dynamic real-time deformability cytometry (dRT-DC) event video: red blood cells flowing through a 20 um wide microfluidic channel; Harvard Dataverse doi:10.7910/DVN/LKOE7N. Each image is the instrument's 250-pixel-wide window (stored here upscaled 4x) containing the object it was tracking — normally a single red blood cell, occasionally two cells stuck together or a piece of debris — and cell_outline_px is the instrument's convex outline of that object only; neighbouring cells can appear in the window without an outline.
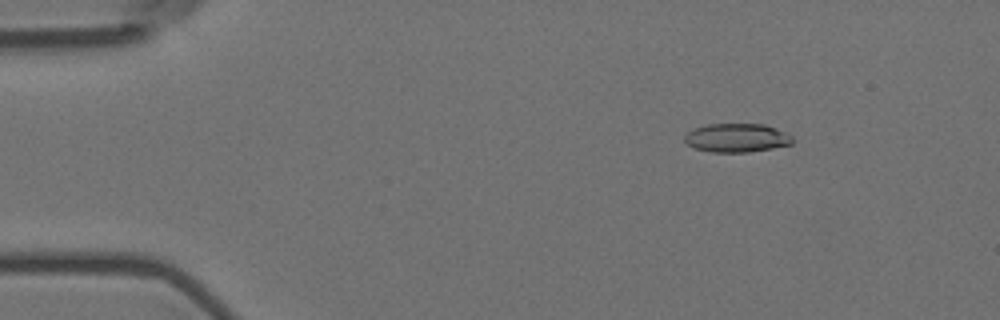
{"species": "Egyptian fruit bat (a non-hibernating species)", "species_latin": "Rousettus aegyptiacus", "temperature_condition": "room temperature", "stored_images_in_passage": 57, "camera_frame_rate_fps": 3000, "um_per_image_px": 0.085, "animal": {"sex": "female"}, "frame": {"image": 1, "passage_image": 8, "time_ms": 2.333, "image_size_px": [1000, 320], "cell_outline_px": [[792, 144], [772, 148], [748, 152], [712, 152], [692, 148], [684, 140], [684, 136], [688, 132], [696, 128], [708, 124], [764, 124], [776, 128], [792, 136]], "centroid_in_image_um": [62.61, 11.72], "position_along_channel_um": 22.4, "area_um2": 17.98}}
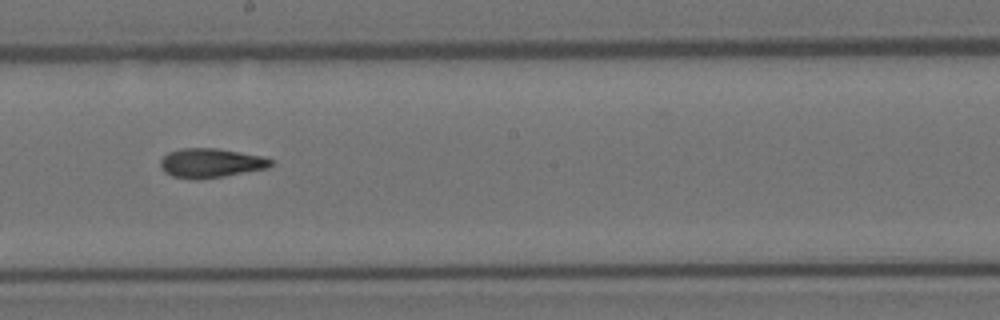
{"frame": {"image": 2, "passage_image": 32, "time_ms": 10.333, "image_size_px": [1000, 320], "cell_outline_px": [[272, 164], [268, 168], [224, 176], [196, 180], [192, 180], [172, 176], [164, 172], [160, 168], [160, 160], [168, 152], [180, 148], [216, 148], [264, 156], [272, 160]], "centroid_in_image_um": [17.88, 13.86], "position_along_channel_um": 230.3, "area_um2": 19.02}}
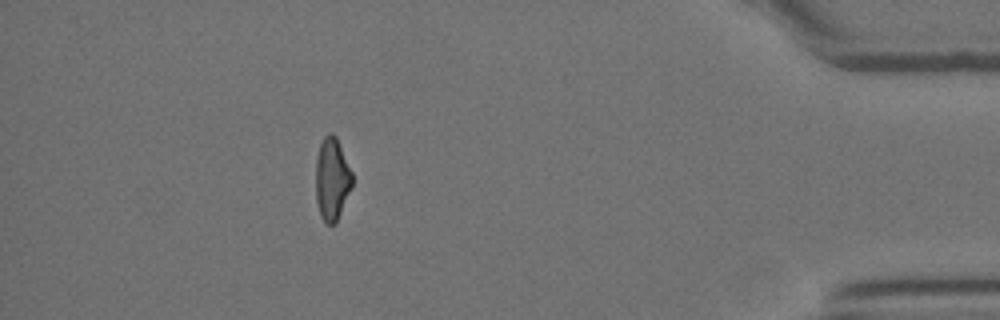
{"frame": {"image": 3, "passage_image": 51, "time_ms": 16.667, "image_size_px": [1000, 320], "cell_outline_px": [[352, 188], [336, 224], [324, 224], [320, 216], [316, 200], [316, 160], [320, 144], [324, 136], [328, 132], [332, 132], [336, 136], [352, 172]], "centroid_in_image_um": [28.22, 15.25], "position_along_channel_um": 407.0, "area_um2": 17.8}, "authors_computed_cell_mechanics": {"area_um2": 18.6116, "velocity_mm_per_s": 3.5862, "shape_relaxation_time_tau1_ms": null, "shape_relaxation_time_tau2_ms": 4.7108, "deformation_change_tau1": null, "deformation_change_tau2": 0.1403}}